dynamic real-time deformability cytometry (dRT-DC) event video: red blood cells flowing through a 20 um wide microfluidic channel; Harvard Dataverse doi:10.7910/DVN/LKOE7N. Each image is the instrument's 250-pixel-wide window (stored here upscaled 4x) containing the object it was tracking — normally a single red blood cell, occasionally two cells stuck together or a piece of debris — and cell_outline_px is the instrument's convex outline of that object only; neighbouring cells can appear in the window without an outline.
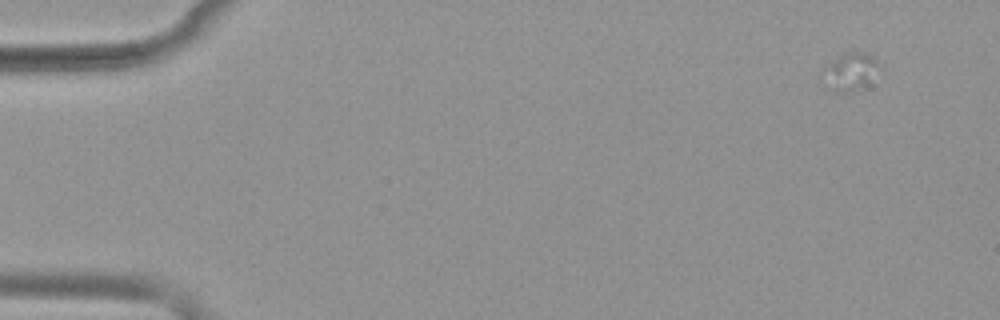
{"species": "common noctule bat (a hibernating species)", "species_latin": "Nyctalus noctula", "temperature_condition": "warm", "stored_images_in_passage": 18, "camera_frame_rate_fps": 3000, "um_per_image_px": 0.085, "animal": {"sex": "female", "body_mass_g": 19.9}, "frame": {"image": 1, "passage_image": 1, "time_ms": 0.0, "image_size_px": [1000, 320], "cell_outline_px": [[876, 64], [864, 84], [844, 92], [836, 92], [832, 88], [824, 68], [828, 64], [844, 52], [864, 52], [872, 56], [876, 60]], "centroid_in_image_um": [72.23, 6.0], "position_along_channel_um": 12.8, "area_um2": 10.64}}